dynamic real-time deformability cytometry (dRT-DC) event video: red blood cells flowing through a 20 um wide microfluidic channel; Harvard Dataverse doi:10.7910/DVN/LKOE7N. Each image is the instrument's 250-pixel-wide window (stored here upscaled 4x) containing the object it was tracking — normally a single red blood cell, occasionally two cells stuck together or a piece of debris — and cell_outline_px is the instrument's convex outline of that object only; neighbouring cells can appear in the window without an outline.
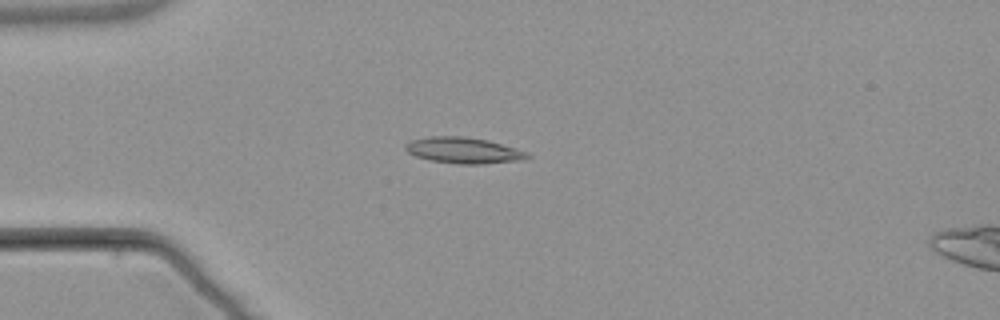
{"species": "common noctule bat (a hibernating species)", "species_latin": "Nyctalus noctula", "temperature_condition": "warm", "stored_images_in_passage": 4, "camera_frame_rate_fps": 3000, "um_per_image_px": 0.085, "animal": {"sex": "male", "body_mass_g": 21.5, "forearm_length_mm": 52.0}, "frame": {"image": 1, "passage_image": 4, "time_ms": 3.667, "image_size_px": [1000, 320], "cell_outline_px": [[532, 156], [516, 160], [484, 164], [460, 164], [432, 160], [416, 156], [408, 152], [404, 148], [404, 144], [408, 140], [428, 136], [464, 136], [488, 140], [528, 152]], "centroid_in_image_um": [39.34, 12.76], "position_along_channel_um": 45.7, "area_um2": 18.44}}